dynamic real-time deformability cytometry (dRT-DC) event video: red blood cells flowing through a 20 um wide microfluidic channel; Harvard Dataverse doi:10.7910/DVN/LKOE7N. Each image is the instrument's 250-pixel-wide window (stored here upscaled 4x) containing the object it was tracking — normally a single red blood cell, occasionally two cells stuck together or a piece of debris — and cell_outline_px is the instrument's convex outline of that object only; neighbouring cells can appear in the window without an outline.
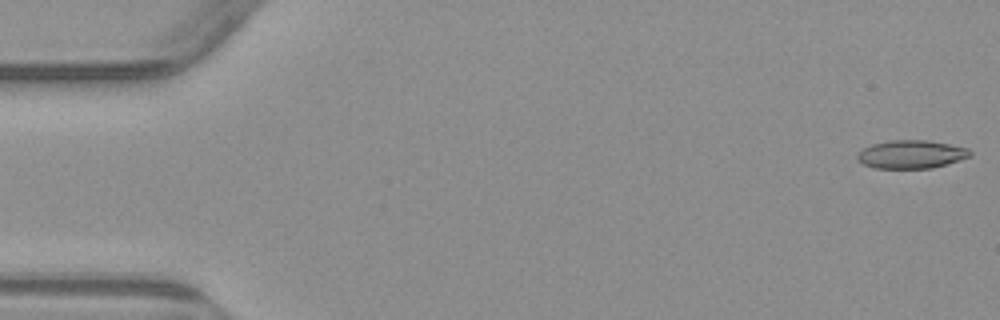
{"species": "common noctule bat (a hibernating species)", "species_latin": "Nyctalus noctula", "temperature_condition": "warm", "stored_images_in_passage": 4, "camera_frame_rate_fps": 3000, "um_per_image_px": 0.085, "animal": {"sex": "male", "body_mass_g": 23.1, "forearm_length_mm": 52.7}, "frame": {"image": 1, "passage_image": 1, "time_ms": 0.0, "image_size_px": [1000, 320], "cell_outline_px": [[972, 156], [932, 168], [876, 168], [864, 164], [856, 160], [856, 156], [864, 148], [872, 144], [888, 140], [928, 140], [968, 148], [972, 152]], "centroid_in_image_um": [77.45, 13.11], "position_along_channel_um": 7.5, "area_um2": 18.5}}